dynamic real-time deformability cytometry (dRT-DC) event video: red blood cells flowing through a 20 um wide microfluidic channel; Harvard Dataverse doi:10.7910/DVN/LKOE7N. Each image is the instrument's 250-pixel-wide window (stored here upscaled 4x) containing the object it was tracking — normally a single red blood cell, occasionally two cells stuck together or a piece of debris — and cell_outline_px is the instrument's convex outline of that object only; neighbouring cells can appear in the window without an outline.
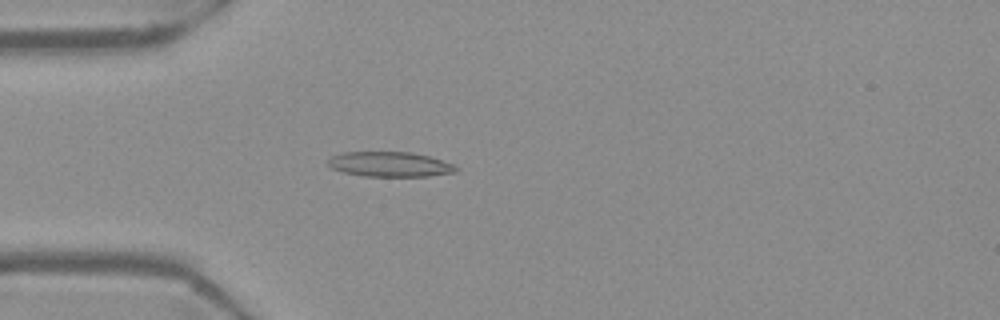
{"species": "Egyptian fruit bat (a non-hibernating species)", "species_latin": "Rousettus aegyptiacus", "temperature_condition": "warm", "stored_images_in_passage": 55, "camera_frame_rate_fps": 3000, "um_per_image_px": 0.085, "frame": {"image": 1, "passage_image": 16, "time_ms": 5.0, "image_size_px": [1000, 320], "cell_outline_px": [[460, 168], [456, 172], [428, 176], [364, 176], [344, 172], [332, 168], [328, 164], [328, 160], [332, 156], [344, 152], [408, 152], [428, 156], [452, 164]], "centroid_in_image_um": [33.14, 13.97], "position_along_channel_um": 51.9, "area_um2": 18.38}}
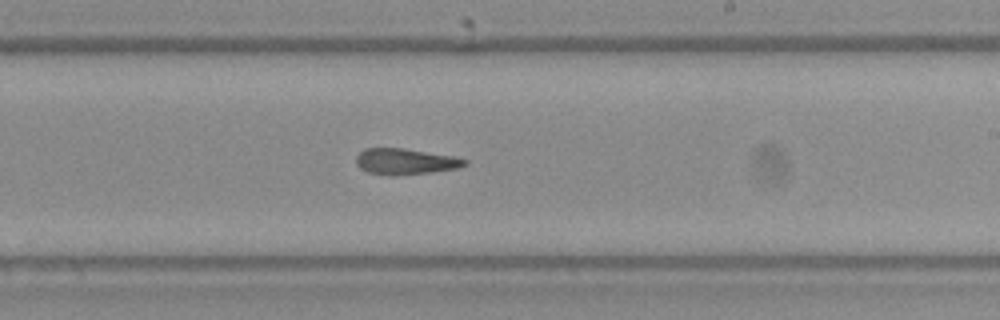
{"frame": {"image": 2, "passage_image": 33, "time_ms": 10.667, "image_size_px": [1000, 320], "cell_outline_px": [[468, 164], [460, 168], [432, 172], [392, 176], [368, 172], [360, 168], [356, 164], [356, 156], [364, 148], [404, 148], [456, 156], [468, 160]], "centroid_in_image_um": [34.49, 13.72], "position_along_channel_um": 254.5, "area_um2": 16.7}}
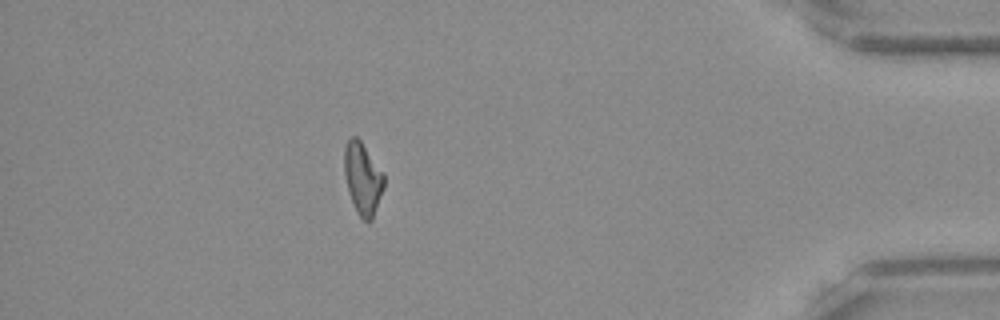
{"frame": {"image": 3, "passage_image": 49, "time_ms": 16.0, "image_size_px": [1000, 320], "cell_outline_px": [[384, 188], [372, 220], [364, 220], [356, 212], [348, 188], [344, 172], [344, 148], [348, 140], [352, 136], [356, 136], [360, 140], [384, 172]], "centroid_in_image_um": [30.84, 15.15], "position_along_channel_um": 404.4, "area_um2": 16.53}, "authors_computed_cell_mechanics": {"area_um2": 17.051, "velocity_mm_per_s": 3.7101, "shape_relaxation_time_tau1_ms": null, "shape_relaxation_time_tau2_ms": 6.1837, "deformation_change_tau1": null, "deformation_change_tau2": 0.1584}}